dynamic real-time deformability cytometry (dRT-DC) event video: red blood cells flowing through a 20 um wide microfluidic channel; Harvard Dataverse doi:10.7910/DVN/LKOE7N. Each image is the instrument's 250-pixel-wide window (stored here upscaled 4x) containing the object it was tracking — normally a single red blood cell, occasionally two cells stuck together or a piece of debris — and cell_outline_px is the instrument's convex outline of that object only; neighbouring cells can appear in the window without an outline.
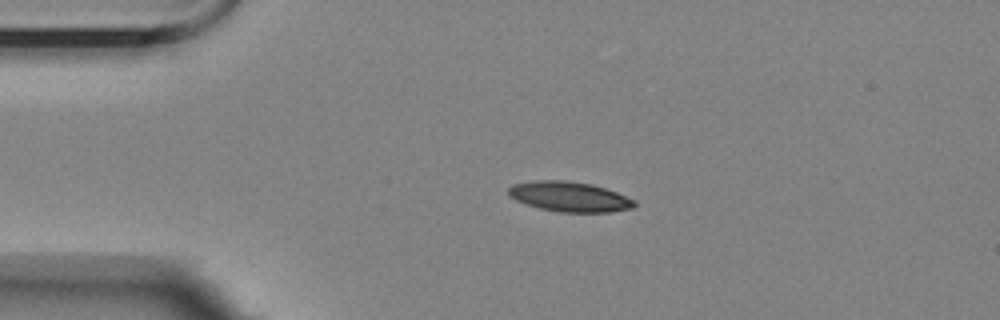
{"species": "Egyptian fruit bat (a non-hibernating species)", "species_latin": "Rousettus aegyptiacus", "temperature_condition": "room temperature", "stored_images_in_passage": 4, "camera_frame_rate_fps": 3000, "um_per_image_px": 0.085, "animal": {"sex": "female"}, "frame": {"image": 1, "passage_image": 3, "time_ms": 2.333, "image_size_px": [1000, 320], "cell_outline_px": [[636, 204], [632, 208], [612, 212], [556, 212], [524, 204], [508, 196], [508, 188], [512, 184], [532, 180], [564, 180], [592, 184], [616, 192], [636, 200]], "centroid_in_image_um": [48.37, 16.71], "position_along_channel_um": 36.6, "area_um2": 22.25}}